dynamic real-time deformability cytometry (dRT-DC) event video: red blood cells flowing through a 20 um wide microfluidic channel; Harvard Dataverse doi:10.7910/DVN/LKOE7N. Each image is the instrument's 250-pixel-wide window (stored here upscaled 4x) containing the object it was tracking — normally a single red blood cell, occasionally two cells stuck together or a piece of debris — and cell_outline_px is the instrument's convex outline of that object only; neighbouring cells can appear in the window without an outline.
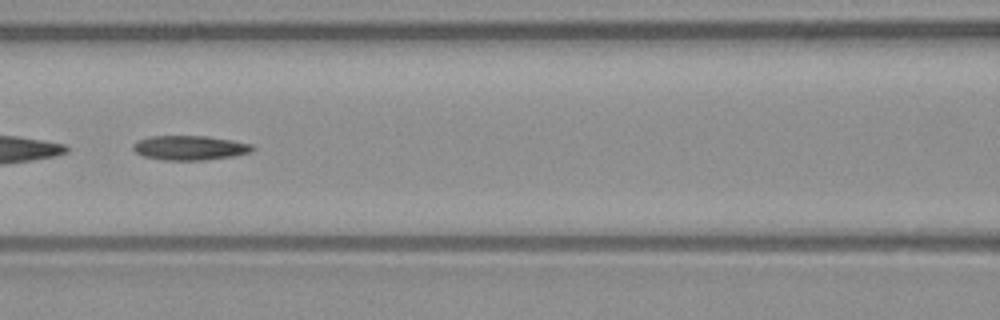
{"species": "common noctule bat (a hibernating species)", "species_latin": "Nyctalus noctula", "temperature_condition": "warm", "stored_images_in_passage": 51, "camera_frame_rate_fps": 3000, "um_per_image_px": 0.085, "animal": {"sex": "male", "body_mass_g": 23.1, "forearm_length_mm": 52.7}, "frame": {"image": 1, "passage_image": 23, "time_ms": 7.333, "image_size_px": [1000, 320], "cell_outline_px": [[256, 148], [252, 152], [236, 156], [204, 160], [164, 160], [144, 156], [136, 152], [132, 148], [132, 144], [136, 140], [148, 136], [208, 136], [232, 140], [252, 144]], "centroid_in_image_um": [16.15, 12.56], "position_along_channel_um": 150.4, "area_um2": 17.28}}
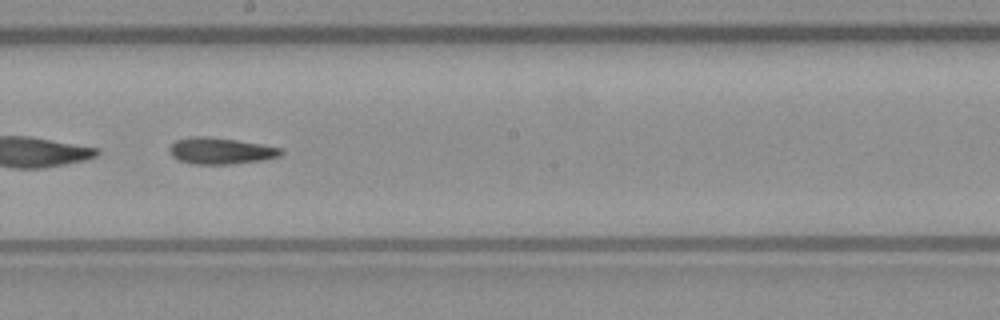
{"frame": {"image": 2, "passage_image": 29, "time_ms": 9.333, "image_size_px": [1000, 320], "cell_outline_px": [[284, 152], [280, 156], [264, 160], [232, 164], [192, 164], [180, 160], [172, 156], [168, 152], [168, 148], [176, 140], [192, 136], [208, 136], [236, 140], [284, 148]], "centroid_in_image_um": [18.77, 12.82], "position_along_channel_um": 229.4, "area_um2": 17.34}, "authors_computed_cell_mechanics": {"area_um2": 17.3978, "velocity_mm_per_s": 3.9607, "shape_relaxation_time_tau1_ms": 5.6011, "shape_relaxation_time_tau2_ms": 6.6784, "deformation_change_tau1": 0.1901, "deformation_change_tau2": 0.1568}}